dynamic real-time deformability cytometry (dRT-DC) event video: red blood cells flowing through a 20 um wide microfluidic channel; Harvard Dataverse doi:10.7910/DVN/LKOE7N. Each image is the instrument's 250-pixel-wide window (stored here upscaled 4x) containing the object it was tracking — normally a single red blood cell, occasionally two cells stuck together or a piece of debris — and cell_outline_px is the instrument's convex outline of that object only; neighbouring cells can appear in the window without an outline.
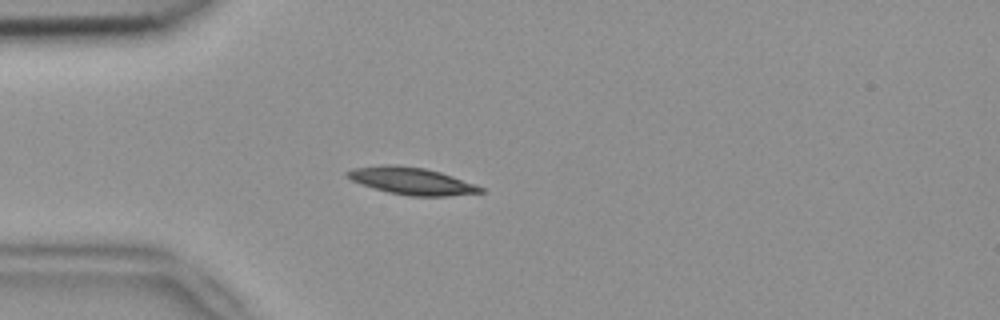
{"species": "common noctule bat (a hibernating species)", "species_latin": "Nyctalus noctula", "temperature_condition": "room temperature", "stored_images_in_passage": 1, "camera_frame_rate_fps": 3000, "um_per_image_px": 0.085, "animal": {"sex": "female", "body_mass_g": 18.4}, "frame": {"image": 1, "passage_image": 1, "time_ms": 0.0, "image_size_px": [1000, 320], "cell_outline_px": [[484, 192], [448, 196], [408, 196], [388, 192], [360, 184], [344, 176], [344, 172], [352, 168], [388, 164], [392, 164], [424, 168], [440, 172], [452, 176], [484, 188]], "centroid_in_image_um": [34.93, 15.38], "position_along_channel_um": 50.1, "area_um2": 21.04}}